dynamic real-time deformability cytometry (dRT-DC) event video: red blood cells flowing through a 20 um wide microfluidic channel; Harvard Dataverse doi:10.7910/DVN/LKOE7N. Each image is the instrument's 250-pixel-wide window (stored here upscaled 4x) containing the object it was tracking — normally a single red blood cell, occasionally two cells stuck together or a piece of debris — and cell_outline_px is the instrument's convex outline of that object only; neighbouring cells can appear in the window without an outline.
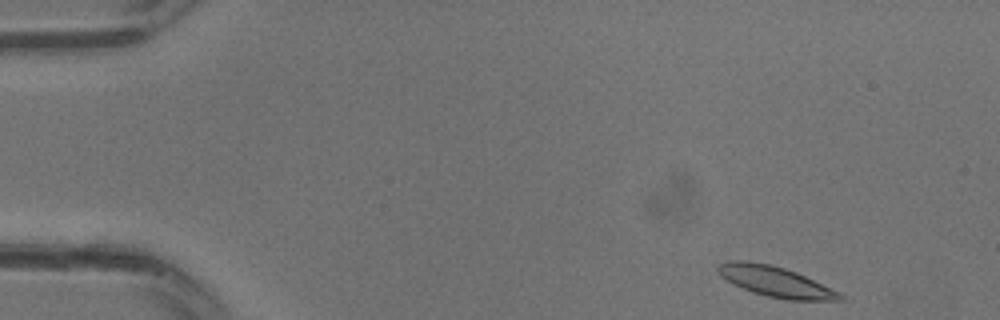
{"species": "common noctule bat (a hibernating species)", "species_latin": "Nyctalus noctula", "temperature_condition": "warm", "stored_images_in_passage": 29, "camera_frame_rate_fps": 3000, "um_per_image_px": 0.085, "animal": {"sex": "male", "body_mass_g": 13.3}, "frame": {"image": 1, "passage_image": 1, "time_ms": 0.0, "image_size_px": [1000, 320], "cell_outline_px": [[844, 300], [788, 300], [768, 296], [752, 292], [720, 276], [716, 268], [720, 264], [728, 260], [748, 260], [768, 264], [784, 268], [796, 272], [840, 292], [844, 296]], "centroid_in_image_um": [65.92, 23.93], "position_along_channel_um": 19.1, "area_um2": 21.39}}
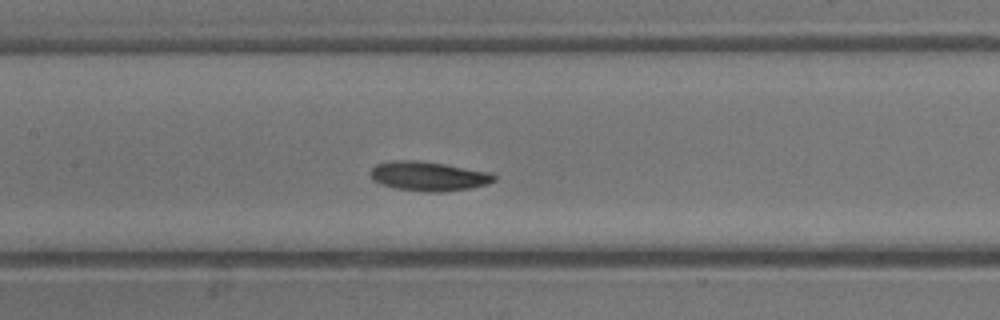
{"frame": {"image": 2, "passage_image": 13, "time_ms": 4.0, "image_size_px": [1000, 320], "cell_outline_px": [[496, 180], [488, 184], [472, 188], [440, 192], [424, 192], [396, 188], [380, 184], [372, 180], [372, 168], [376, 164], [392, 160], [420, 160], [492, 172], [496, 176]], "centroid_in_image_um": [36.46, 14.97], "position_along_channel_um": 170.9, "area_um2": 21.33}}
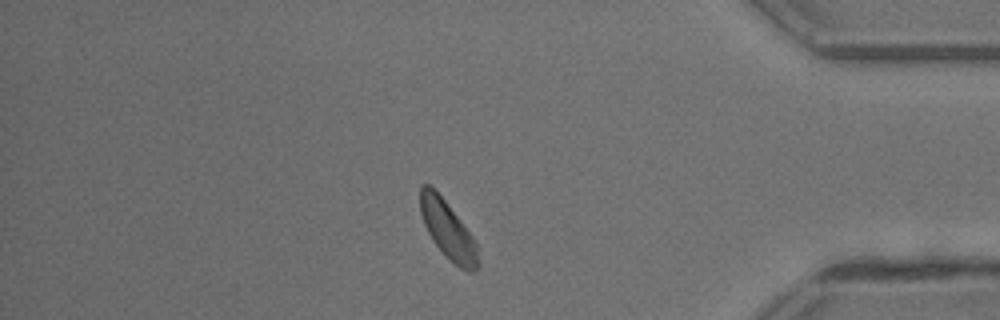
{"frame": {"image": 3, "passage_image": 25, "time_ms": 8.0, "image_size_px": [1000, 320], "cell_outline_px": [[480, 264], [472, 272], [468, 272], [460, 268], [432, 240], [424, 224], [420, 212], [420, 188], [424, 184], [432, 184], [472, 236], [476, 244]], "centroid_in_image_um": [38.05, 19.51], "position_along_channel_um": 397.1, "area_um2": 19.07}}